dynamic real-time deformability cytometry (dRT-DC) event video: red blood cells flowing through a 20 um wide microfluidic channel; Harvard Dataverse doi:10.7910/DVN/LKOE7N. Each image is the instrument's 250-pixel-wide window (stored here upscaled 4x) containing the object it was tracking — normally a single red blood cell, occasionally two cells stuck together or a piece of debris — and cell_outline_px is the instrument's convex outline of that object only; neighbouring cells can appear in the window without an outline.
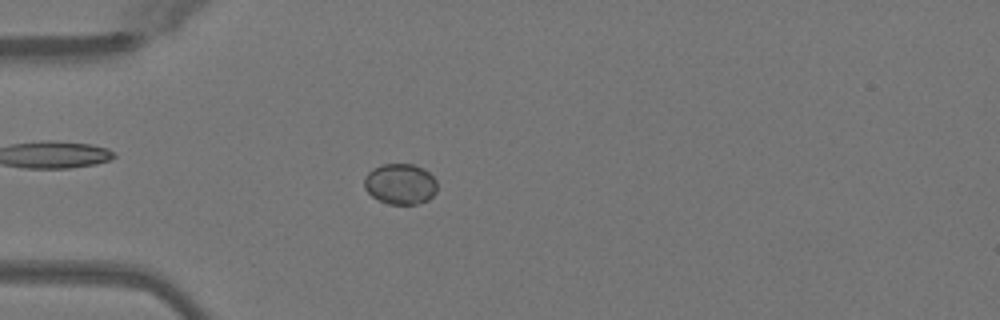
{"species": "Egyptian fruit bat (a non-hibernating species)", "species_latin": "Rousettus aegyptiacus", "temperature_condition": "warm", "stored_images_in_passage": 50, "camera_frame_rate_fps": 3000, "um_per_image_px": 0.085, "animal": {"sex": "female"}, "frame": {"image": 1, "passage_image": 14, "time_ms": 4.333, "image_size_px": [1000, 320], "cell_outline_px": [[436, 192], [428, 200], [416, 204], [388, 204], [372, 196], [364, 188], [364, 176], [372, 168], [384, 164], [412, 164], [424, 168], [436, 180]], "centroid_in_image_um": [34.01, 15.63], "position_along_channel_um": 51.0, "area_um2": 17.34}}
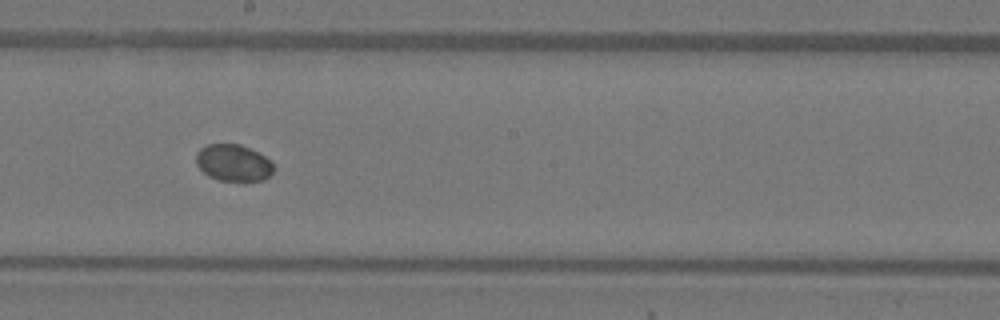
{"frame": {"image": 2, "passage_image": 28, "time_ms": 9.0, "image_size_px": [1000, 320], "cell_outline_px": [[276, 168], [264, 180], [220, 180], [208, 176], [196, 164], [196, 152], [200, 148], [208, 144], [240, 144], [252, 148], [272, 160]], "centroid_in_image_um": [19.87, 13.82], "position_along_channel_um": 228.3, "area_um2": 16.76}}
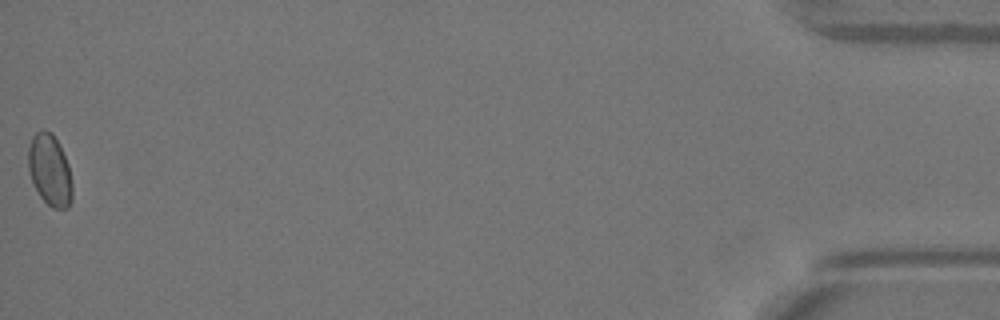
{"frame": {"image": 3, "passage_image": 50, "time_ms": 16.333, "image_size_px": [1000, 320], "cell_outline_px": [[72, 200], [68, 208], [52, 208], [40, 196], [32, 180], [28, 168], [28, 148], [32, 136], [36, 132], [52, 132], [68, 164], [72, 184]], "centroid_in_image_um": [4.23, 14.49], "position_along_channel_um": 431.0, "area_um2": 17.98}}